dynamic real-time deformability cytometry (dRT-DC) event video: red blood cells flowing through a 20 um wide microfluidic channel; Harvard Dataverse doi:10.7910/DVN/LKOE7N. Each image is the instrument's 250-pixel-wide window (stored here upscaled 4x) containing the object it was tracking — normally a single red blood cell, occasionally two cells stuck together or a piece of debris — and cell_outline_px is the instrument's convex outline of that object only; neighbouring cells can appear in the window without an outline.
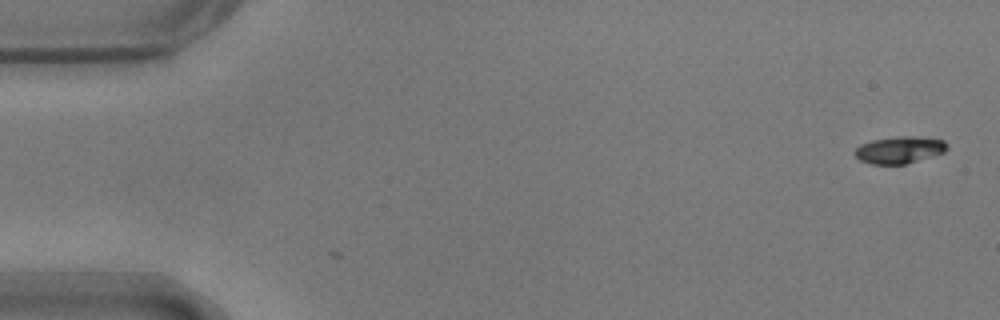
{"species": "common noctule bat (a hibernating species)", "species_latin": "Nyctalus noctula", "temperature_condition": "warm", "stored_images_in_passage": 2, "camera_frame_rate_fps": 3000, "um_per_image_px": 0.085, "animal": {"sex": "male", "body_mass_g": 17.9}, "frame": {"image": 1, "passage_image": 1, "time_ms": 0.0, "image_size_px": [1000, 320], "cell_outline_px": [[948, 148], [944, 152], [932, 156], [904, 164], [872, 164], [860, 160], [856, 156], [856, 148], [860, 144], [872, 140], [900, 136], [916, 136], [944, 140], [948, 144]], "centroid_in_image_um": [76.48, 12.73], "position_along_channel_um": 8.5, "area_um2": 14.39}}